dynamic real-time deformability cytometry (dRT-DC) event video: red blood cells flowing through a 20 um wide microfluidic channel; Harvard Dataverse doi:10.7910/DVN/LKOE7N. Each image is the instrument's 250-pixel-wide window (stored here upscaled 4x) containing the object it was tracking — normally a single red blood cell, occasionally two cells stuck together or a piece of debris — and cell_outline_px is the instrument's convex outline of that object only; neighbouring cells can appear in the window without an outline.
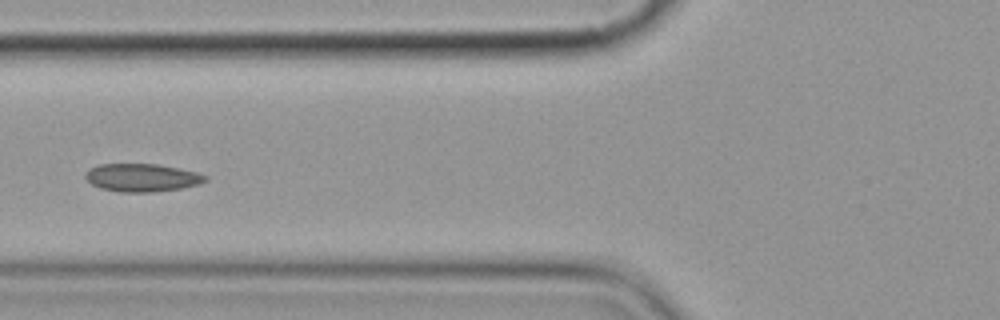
{"species": "common noctule bat (a hibernating species)", "species_latin": "Nyctalus noctula", "temperature_condition": "cold", "stored_images_in_passage": 10, "camera_frame_rate_fps": 3000, "um_per_image_px": 0.085, "animal": {"sex": "female", "body_mass_g": 19.9}, "frame": {"image": 1, "passage_image": 5, "time_ms": 4.667, "image_size_px": [1000, 320], "cell_outline_px": [[208, 180], [200, 184], [180, 188], [152, 192], [120, 192], [100, 188], [92, 184], [84, 176], [88, 168], [100, 164], [156, 164], [180, 168], [196, 172], [208, 176]], "centroid_in_image_um": [12.07, 15.09], "position_along_channel_um": 113.7, "area_um2": 19.59}}
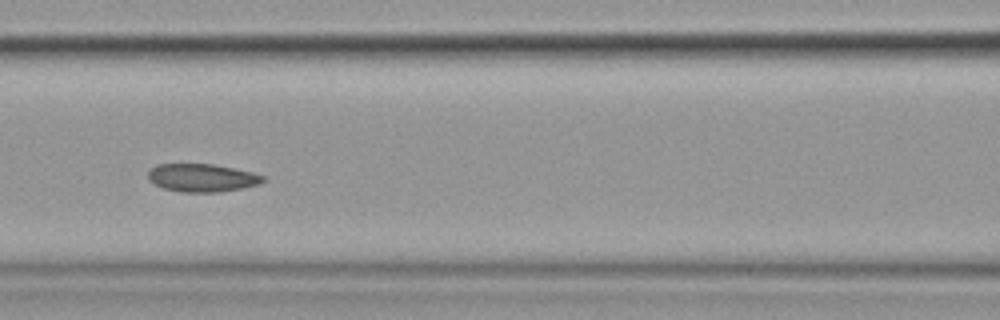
{"frame": {"image": 2, "passage_image": 6, "time_ms": 5.667, "image_size_px": [1000, 320], "cell_outline_px": [[264, 180], [260, 184], [220, 192], [180, 192], [164, 188], [148, 180], [148, 172], [156, 164], [212, 164], [252, 172], [264, 176]], "centroid_in_image_um": [17.16, 15.11], "position_along_channel_um": 149.4, "area_um2": 18.61}}
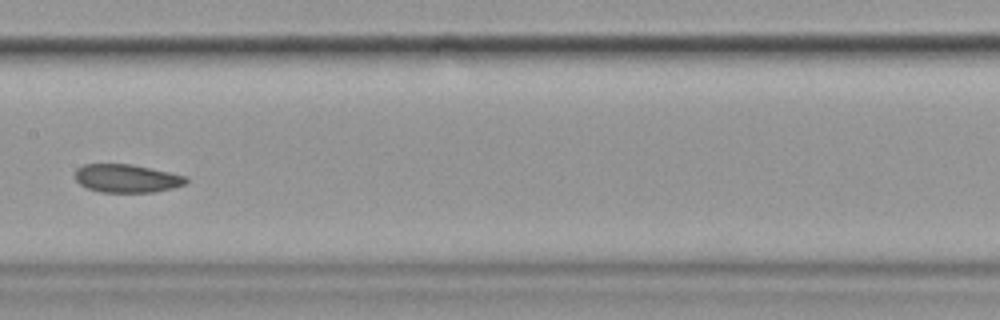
{"frame": {"image": 3, "passage_image": 7, "time_ms": 7.0, "image_size_px": [1000, 320], "cell_outline_px": [[188, 180], [184, 184], [172, 188], [152, 192], [100, 192], [88, 188], [80, 184], [76, 180], [76, 168], [84, 164], [132, 164], [188, 176]], "centroid_in_image_um": [10.78, 15.15], "position_along_channel_um": 196.6, "area_um2": 18.21}}